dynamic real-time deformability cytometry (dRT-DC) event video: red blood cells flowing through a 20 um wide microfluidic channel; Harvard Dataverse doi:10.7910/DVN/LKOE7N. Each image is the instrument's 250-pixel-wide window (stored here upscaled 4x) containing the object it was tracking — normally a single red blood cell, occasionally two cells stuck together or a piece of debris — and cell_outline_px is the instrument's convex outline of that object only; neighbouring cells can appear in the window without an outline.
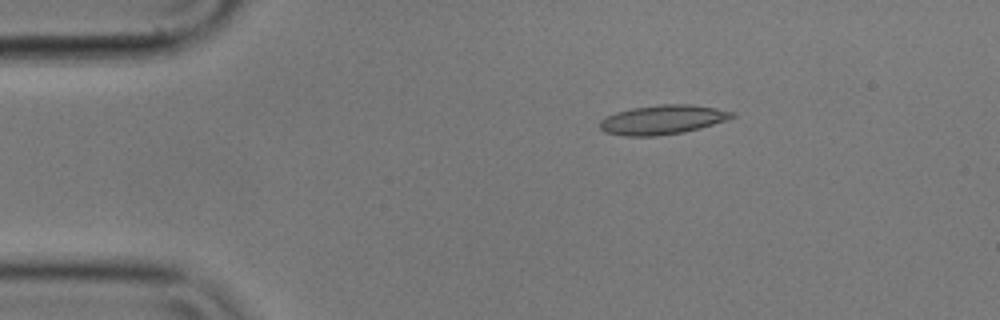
{"species": "common noctule bat (a hibernating species)", "species_latin": "Nyctalus noctula", "temperature_condition": "cold", "stored_images_in_passage": 4, "camera_frame_rate_fps": 3000, "um_per_image_px": 0.085, "animal": {"sex": "male", "body_mass_g": 17.9}, "frame": {"image": 1, "passage_image": 1, "time_ms": 0.0, "image_size_px": [1000, 320], "cell_outline_px": [[736, 116], [728, 120], [700, 128], [684, 132], [656, 136], [624, 136], [604, 132], [600, 128], [600, 120], [604, 116], [616, 112], [632, 108], [660, 104], [692, 104], [716, 108], [736, 112]], "centroid_in_image_um": [56.33, 10.17], "position_along_channel_um": 28.7, "area_um2": 22.83}}